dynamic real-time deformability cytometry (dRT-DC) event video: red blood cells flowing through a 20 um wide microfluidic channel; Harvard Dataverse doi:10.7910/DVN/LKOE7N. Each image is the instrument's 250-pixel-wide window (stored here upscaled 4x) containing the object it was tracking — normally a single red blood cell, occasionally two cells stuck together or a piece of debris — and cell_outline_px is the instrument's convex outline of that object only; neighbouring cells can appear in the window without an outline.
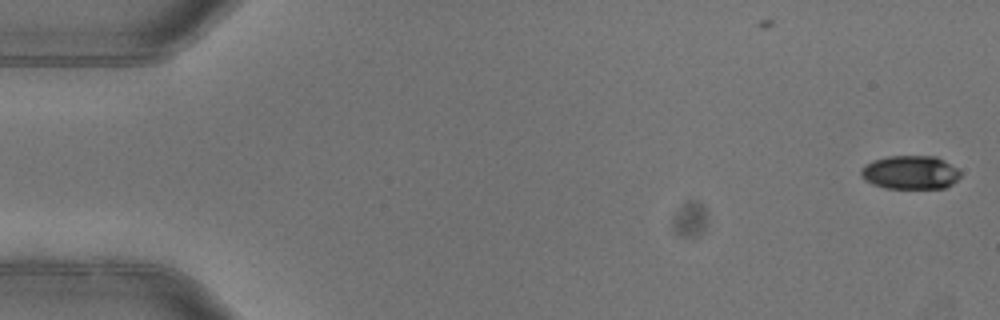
{"species": "common noctule bat (a hibernating species)", "species_latin": "Nyctalus noctula", "temperature_condition": "warm", "stored_images_in_passage": 5, "camera_frame_rate_fps": 3000, "um_per_image_px": 0.085, "animal": {"sex": "female"}, "frame": {"image": 1, "passage_image": 1, "time_ms": 0.0, "image_size_px": [1000, 320], "cell_outline_px": [[960, 176], [952, 184], [944, 188], [884, 188], [872, 184], [864, 180], [860, 176], [860, 172], [864, 164], [872, 160], [888, 156], [936, 156], [944, 160], [956, 168], [960, 172]], "centroid_in_image_um": [77.33, 14.65], "position_along_channel_um": 7.7, "area_um2": 19.59}}
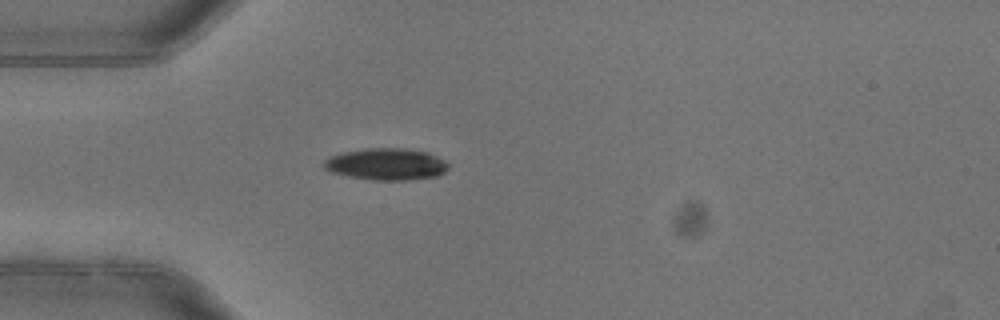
{"frame": {"image": 2, "passage_image": 5, "time_ms": 1.333, "image_size_px": [1000, 320], "cell_outline_px": [[448, 168], [444, 172], [436, 176], [408, 180], [376, 180], [348, 176], [328, 172], [320, 164], [324, 160], [340, 152], [364, 148], [404, 148], [428, 152], [444, 160], [448, 164]], "centroid_in_image_um": [32.78, 13.95], "position_along_channel_um": 52.2, "area_um2": 23.24}}